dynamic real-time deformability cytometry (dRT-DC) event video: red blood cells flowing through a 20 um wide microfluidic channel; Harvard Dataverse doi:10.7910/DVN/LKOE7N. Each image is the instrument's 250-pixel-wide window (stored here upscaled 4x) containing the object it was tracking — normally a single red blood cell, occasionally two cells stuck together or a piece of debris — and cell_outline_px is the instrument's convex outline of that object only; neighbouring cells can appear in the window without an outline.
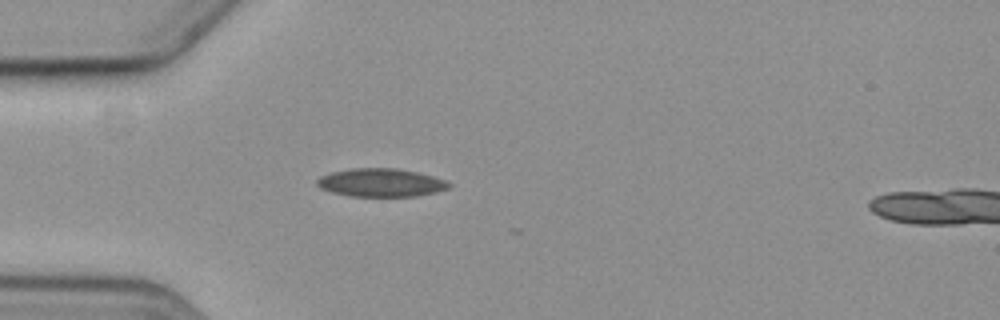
{"species": "common noctule bat (a hibernating species)", "species_latin": "Nyctalus noctula", "temperature_condition": "cold", "stored_images_in_passage": 4, "camera_frame_rate_fps": 3000, "um_per_image_px": 0.085, "animal": {"sex": "female", "body_mass_g": 19.3, "forearm_length_mm": 54.1}, "frame": {"image": 1, "passage_image": 4, "time_ms": 3.667, "image_size_px": [1000, 320], "cell_outline_px": [[452, 184], [448, 188], [436, 192], [416, 196], [348, 196], [332, 192], [320, 188], [316, 184], [316, 180], [320, 176], [332, 172], [352, 168], [400, 168], [432, 176], [444, 180]], "centroid_in_image_um": [32.35, 15.52], "position_along_channel_um": 52.6, "area_um2": 21.68}}